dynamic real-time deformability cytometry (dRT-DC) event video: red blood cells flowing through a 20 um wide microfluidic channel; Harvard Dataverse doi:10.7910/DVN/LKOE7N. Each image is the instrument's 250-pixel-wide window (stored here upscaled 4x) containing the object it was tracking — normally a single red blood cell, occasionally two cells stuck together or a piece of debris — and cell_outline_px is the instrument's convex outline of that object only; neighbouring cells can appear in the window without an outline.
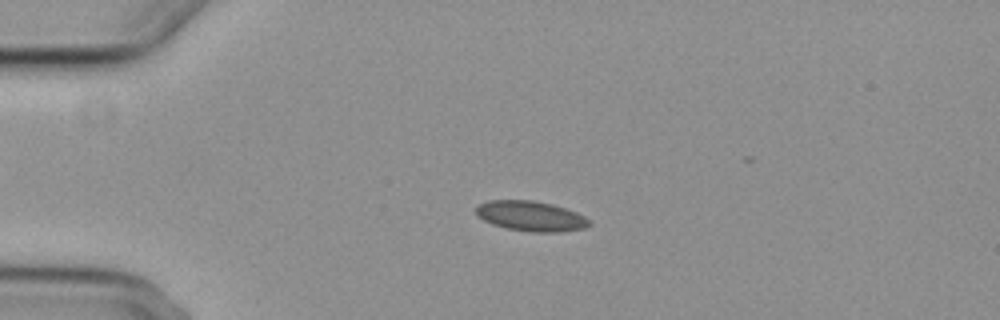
{"species": "common noctule bat (a hibernating species)", "species_latin": "Nyctalus noctula", "temperature_condition": "cold", "stored_images_in_passage": 5, "camera_frame_rate_fps": 3000, "um_per_image_px": 0.085, "animal": {"sex": "female", "body_mass_g": 29.2, "forearm_length_mm": 56.3}, "frame": {"image": 1, "passage_image": 3, "time_ms": 2.333, "image_size_px": [1000, 320], "cell_outline_px": [[592, 224], [584, 228], [560, 232], [532, 232], [508, 228], [492, 224], [476, 216], [476, 208], [480, 204], [488, 200], [532, 200], [552, 204], [576, 212], [584, 216]], "centroid_in_image_um": [45.11, 18.37], "position_along_channel_um": 39.9, "area_um2": 19.77}}
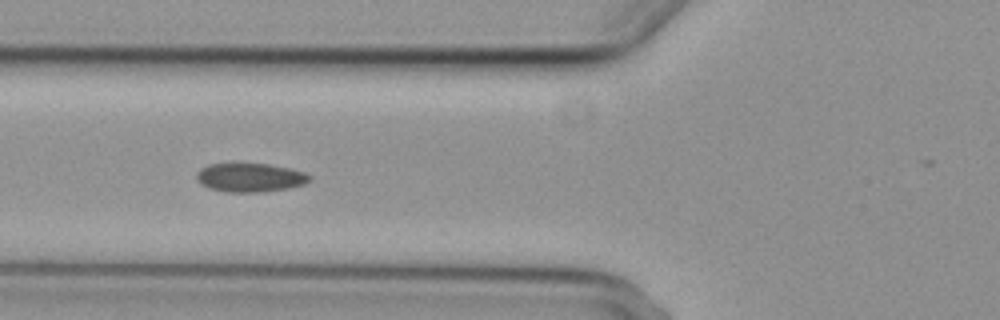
{"frame": {"image": 2, "passage_image": 5, "time_ms": 5.0, "image_size_px": [1000, 320], "cell_outline_px": [[312, 180], [304, 184], [288, 188], [260, 192], [224, 192], [208, 188], [200, 184], [196, 180], [196, 172], [200, 168], [208, 164], [268, 164], [288, 168], [304, 172], [312, 176]], "centroid_in_image_um": [21.23, 15.1], "position_along_channel_um": 104.6, "area_um2": 19.07}}